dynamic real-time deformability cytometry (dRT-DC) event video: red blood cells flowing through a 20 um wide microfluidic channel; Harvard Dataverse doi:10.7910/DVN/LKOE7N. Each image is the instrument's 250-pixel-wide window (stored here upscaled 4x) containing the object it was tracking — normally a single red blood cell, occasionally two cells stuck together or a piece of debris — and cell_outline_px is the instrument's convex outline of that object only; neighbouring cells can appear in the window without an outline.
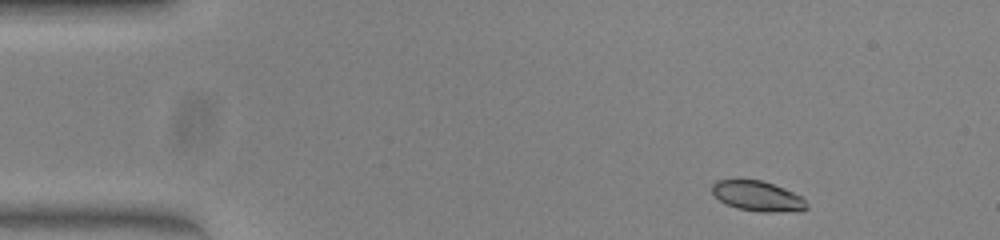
{"species": "common noctule bat (a hibernating species)", "species_latin": "Nyctalus noctula", "temperature_condition": "warm", "stored_images_in_passage": 47, "camera_frame_rate_fps": 3000, "um_per_image_px": 0.085, "animal": {"sex": "female", "body_mass_g": 23.0, "forearm_length_mm": 53.4}, "frame": {"image": 1, "passage_image": 3, "time_ms": 0.667, "image_size_px": [1000, 240], "cell_outline_px": [[808, 208], [800, 212], [760, 212], [736, 208], [720, 200], [712, 192], [712, 184], [716, 180], [760, 180], [784, 188], [800, 196], [804, 200]], "centroid_in_image_um": [64.42, 16.69], "position_along_channel_um": 20.6, "area_um2": 16.53}}
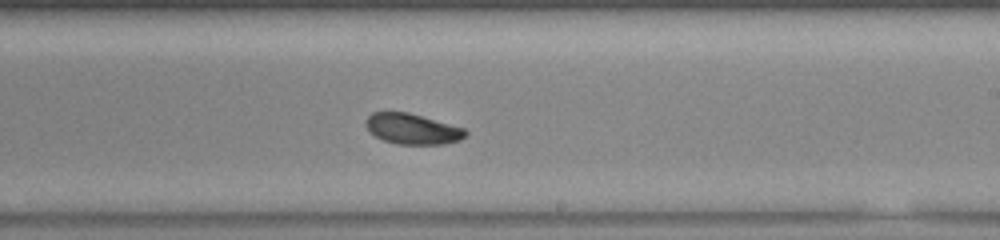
{"frame": {"image": 2, "passage_image": 27, "time_ms": 8.667, "image_size_px": [1000, 240], "cell_outline_px": [[468, 132], [460, 140], [444, 144], [396, 144], [384, 140], [376, 136], [364, 124], [364, 120], [372, 112], [408, 112], [464, 128]], "centroid_in_image_um": [35.04, 10.95], "position_along_channel_um": 254.0, "area_um2": 17.63}}
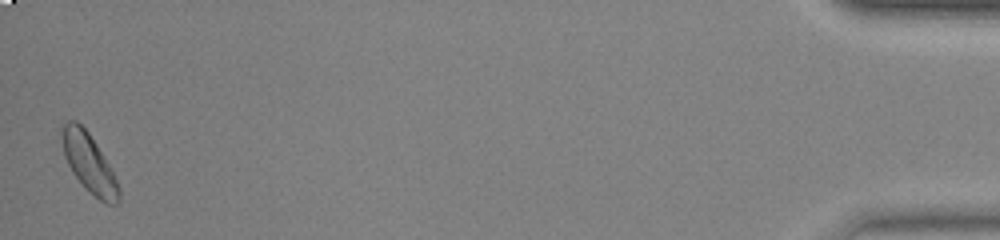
{"frame": {"image": 3, "passage_image": 47, "time_ms": 15.333, "image_size_px": [1000, 240], "cell_outline_px": [[120, 200], [116, 204], [108, 204], [100, 200], [72, 172], [64, 156], [60, 136], [60, 132], [64, 124], [68, 120], [76, 120], [88, 132], [96, 144], [108, 164], [120, 188]], "centroid_in_image_um": [7.54, 13.82], "position_along_channel_um": 427.7, "area_um2": 18.96}, "authors_computed_cell_mechanics": {"area_um2": 18.1492, "velocity_mm_per_s": 4.0337, "shape_relaxation_time_tau1_ms": 2.8562, "shape_relaxation_time_tau2_ms": null, "deformation_change_tau1": 0.0864, "deformation_change_tau2": null}}